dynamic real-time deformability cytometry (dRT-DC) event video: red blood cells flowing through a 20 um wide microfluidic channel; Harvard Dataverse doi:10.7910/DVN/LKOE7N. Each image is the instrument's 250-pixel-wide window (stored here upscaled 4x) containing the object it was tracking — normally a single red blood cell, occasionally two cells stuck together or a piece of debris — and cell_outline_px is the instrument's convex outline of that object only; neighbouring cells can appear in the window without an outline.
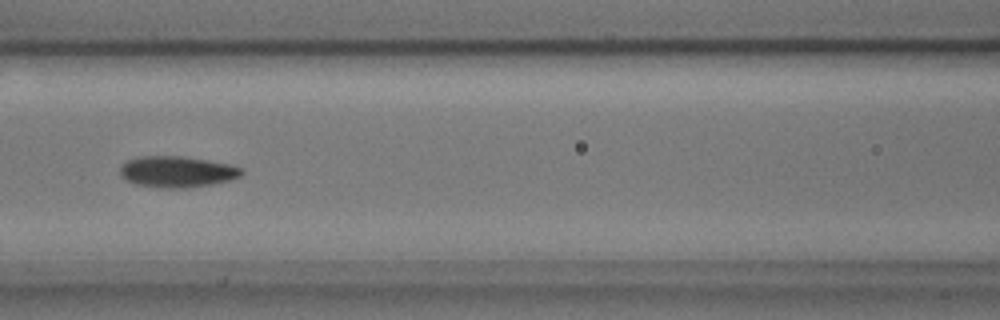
{"species": "common noctule bat (a hibernating species)", "species_latin": "Nyctalus noctula", "temperature_condition": "cold", "stored_images_in_passage": 10, "camera_frame_rate_fps": 3000, "um_per_image_px": 0.085, "animal": {"sex": "male", "body_mass_g": 17.9, "forearm_length_mm": 54.2}, "frame": {"image": 1, "passage_image": 6, "time_ms": 1.667, "image_size_px": [1000, 320], "cell_outline_px": [[244, 172], [240, 176], [228, 180], [212, 184], [184, 188], [160, 188], [136, 184], [124, 180], [120, 176], [120, 168], [128, 160], [140, 156], [180, 156], [228, 164], [244, 168]], "centroid_in_image_um": [15.02, 14.61], "position_along_channel_um": 151.6, "area_um2": 21.96}}
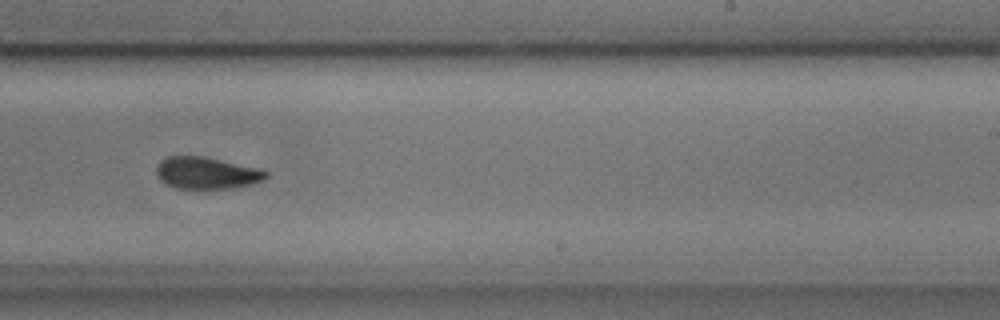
{"frame": {"image": 2, "passage_image": 9, "time_ms": 2.667, "image_size_px": [1000, 320], "cell_outline_px": [[268, 176], [264, 180], [252, 184], [232, 188], [176, 188], [160, 180], [156, 172], [156, 164], [160, 160], [168, 156], [204, 156], [260, 168], [268, 172]], "centroid_in_image_um": [17.57, 14.69], "position_along_channel_um": 271.4, "area_um2": 20.46}}
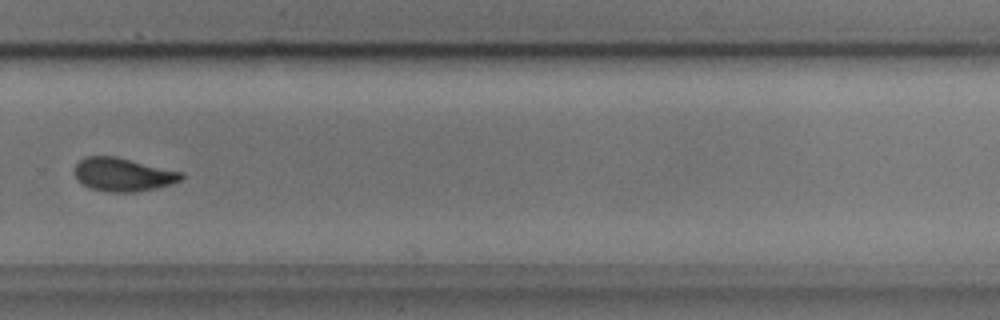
{"frame": {"image": 3, "passage_image": 10, "time_ms": 3.0, "image_size_px": [1000, 320], "cell_outline_px": [[184, 176], [180, 180], [168, 184], [136, 192], [108, 192], [92, 188], [76, 180], [76, 164], [80, 160], [88, 156], [116, 156], [184, 172]], "centroid_in_image_um": [10.46, 14.82], "position_along_channel_um": 319.3, "area_um2": 20.52}}